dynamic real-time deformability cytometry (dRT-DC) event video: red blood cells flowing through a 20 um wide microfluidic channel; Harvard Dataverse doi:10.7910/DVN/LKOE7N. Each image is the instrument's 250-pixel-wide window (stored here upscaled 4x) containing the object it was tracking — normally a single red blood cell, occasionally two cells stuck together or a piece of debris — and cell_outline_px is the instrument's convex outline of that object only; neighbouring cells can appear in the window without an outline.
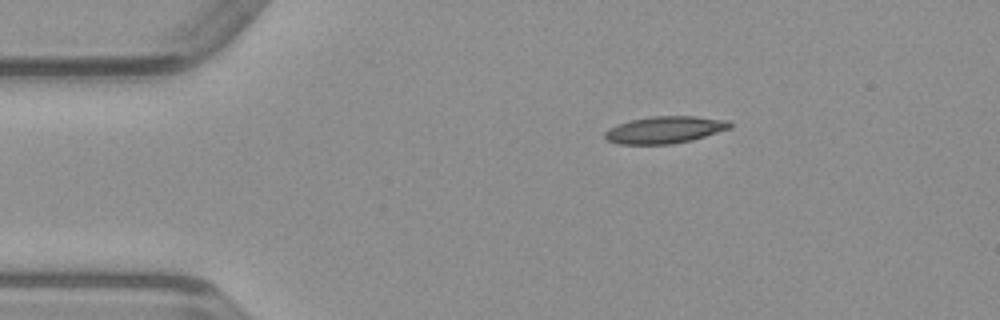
{"species": "common noctule bat (a hibernating species)", "species_latin": "Nyctalus noctula", "temperature_condition": "warm", "stored_images_in_passage": 42, "camera_frame_rate_fps": 3000, "um_per_image_px": 0.085, "animal": {"sex": "male", "body_mass_g": 23.1, "forearm_length_mm": 52.7}, "frame": {"image": 1, "passage_image": 1, "time_ms": 0.0, "image_size_px": [1000, 320], "cell_outline_px": [[732, 128], [692, 140], [672, 144], [620, 144], [608, 140], [604, 136], [604, 132], [608, 128], [632, 120], [652, 116], [696, 116], [728, 120], [732, 124]], "centroid_in_image_um": [56.55, 11.03], "position_along_channel_um": 28.5, "area_um2": 19.65}}
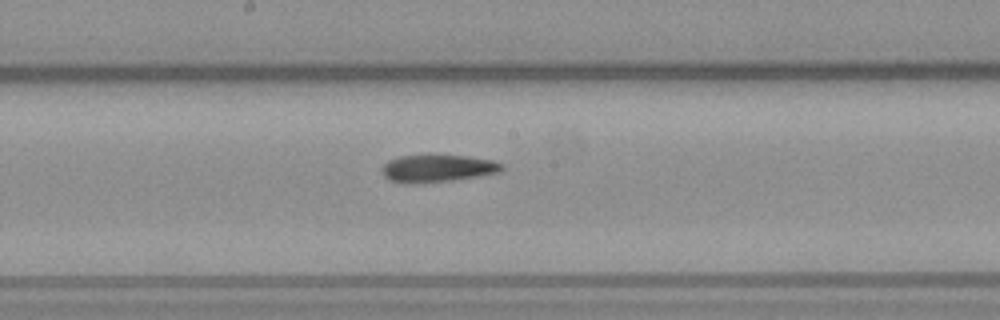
{"frame": {"image": 2, "passage_image": 18, "time_ms": 5.667, "image_size_px": [1000, 320], "cell_outline_px": [[504, 168], [500, 172], [480, 176], [452, 180], [388, 180], [384, 176], [384, 164], [388, 160], [400, 156], [424, 152], [468, 156], [492, 160], [504, 164]], "centroid_in_image_um": [37.29, 14.21], "position_along_channel_um": 210.9, "area_um2": 18.96}}
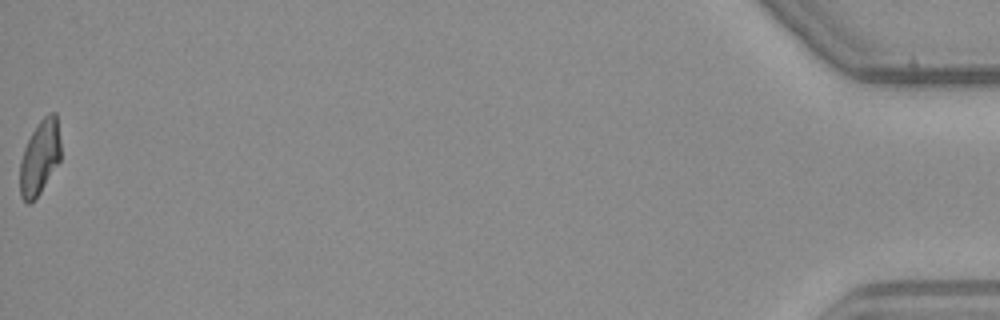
{"frame": {"image": 3, "passage_image": 42, "time_ms": 13.667, "image_size_px": [1000, 320], "cell_outline_px": [[60, 160], [40, 192], [32, 204], [28, 204], [20, 196], [20, 160], [24, 148], [32, 132], [40, 120], [48, 112], [56, 112], [60, 140]], "centroid_in_image_um": [3.37, 13.38], "position_along_channel_um": 431.8, "area_um2": 17.69}}